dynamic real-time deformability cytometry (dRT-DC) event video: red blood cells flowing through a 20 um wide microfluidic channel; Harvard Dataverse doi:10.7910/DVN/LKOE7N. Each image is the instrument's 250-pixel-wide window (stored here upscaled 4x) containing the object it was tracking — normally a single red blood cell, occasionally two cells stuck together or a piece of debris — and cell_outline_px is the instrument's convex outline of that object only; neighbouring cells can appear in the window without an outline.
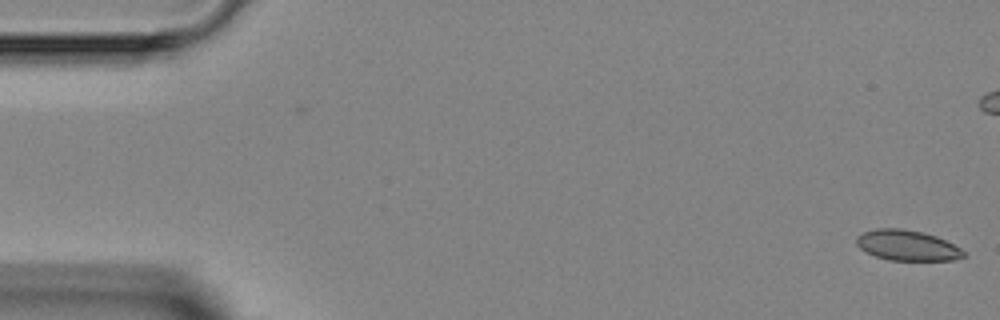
{"species": "Egyptian fruit bat (a non-hibernating species)", "species_latin": "Rousettus aegyptiacus", "temperature_condition": "room temperature", "stored_images_in_passage": 2, "camera_frame_rate_fps": 3000, "um_per_image_px": 0.085, "animal": {"sex": "female"}, "frame": {"image": 1, "passage_image": 2, "time_ms": 1.0, "image_size_px": [1000, 320], "cell_outline_px": [[964, 256], [952, 260], [888, 260], [876, 256], [860, 248], [856, 244], [856, 236], [864, 232], [876, 228], [900, 228], [924, 232], [936, 236], [960, 248], [964, 252]], "centroid_in_image_um": [77.08, 20.84], "position_along_channel_um": 7.9, "area_um2": 18.84}}